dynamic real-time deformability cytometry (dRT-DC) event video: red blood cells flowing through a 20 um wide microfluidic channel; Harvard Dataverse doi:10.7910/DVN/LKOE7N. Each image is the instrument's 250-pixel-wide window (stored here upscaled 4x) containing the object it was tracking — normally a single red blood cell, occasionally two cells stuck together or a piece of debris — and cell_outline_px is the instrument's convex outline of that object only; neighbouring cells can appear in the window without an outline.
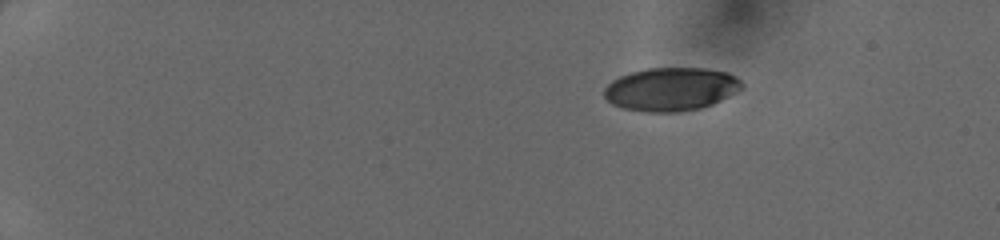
{"species": "human", "species_latin": "Homo sapiens", "temperature_condition": "cold", "stored_images_in_passage": 5, "camera_frame_rate_fps": 3000, "um_per_image_px": 0.085, "donor": {"sex": "female"}, "frame": {"image": 1, "passage_image": 1, "time_ms": 0.0, "image_size_px": [1000, 240], "cell_outline_px": [[740, 88], [736, 92], [712, 104], [700, 108], [680, 112], [644, 112], [624, 108], [612, 104], [604, 96], [604, 88], [612, 80], [620, 76], [632, 72], [648, 68], [704, 68], [728, 72], [736, 76], [740, 80]], "centroid_in_image_um": [57.01, 7.58], "position_along_channel_um": 28.0, "area_um2": 34.62}}
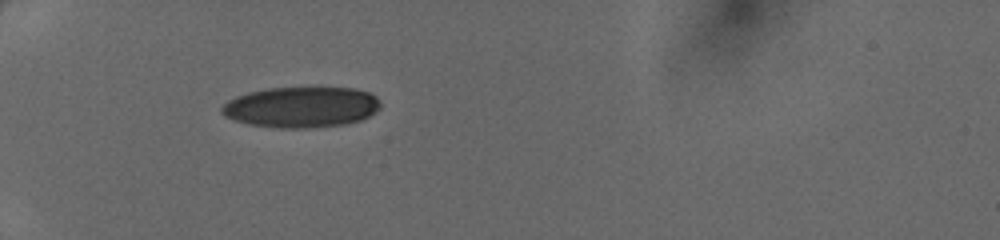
{"frame": {"image": 2, "passage_image": 4, "time_ms": 1.0, "image_size_px": [1000, 240], "cell_outline_px": [[380, 108], [376, 112], [360, 120], [344, 124], [308, 128], [280, 128], [248, 124], [224, 116], [220, 112], [220, 108], [228, 100], [236, 96], [248, 92], [268, 88], [356, 88], [368, 92], [376, 96], [380, 100]], "centroid_in_image_um": [25.61, 9.1], "position_along_channel_um": 59.4, "area_um2": 37.74}}